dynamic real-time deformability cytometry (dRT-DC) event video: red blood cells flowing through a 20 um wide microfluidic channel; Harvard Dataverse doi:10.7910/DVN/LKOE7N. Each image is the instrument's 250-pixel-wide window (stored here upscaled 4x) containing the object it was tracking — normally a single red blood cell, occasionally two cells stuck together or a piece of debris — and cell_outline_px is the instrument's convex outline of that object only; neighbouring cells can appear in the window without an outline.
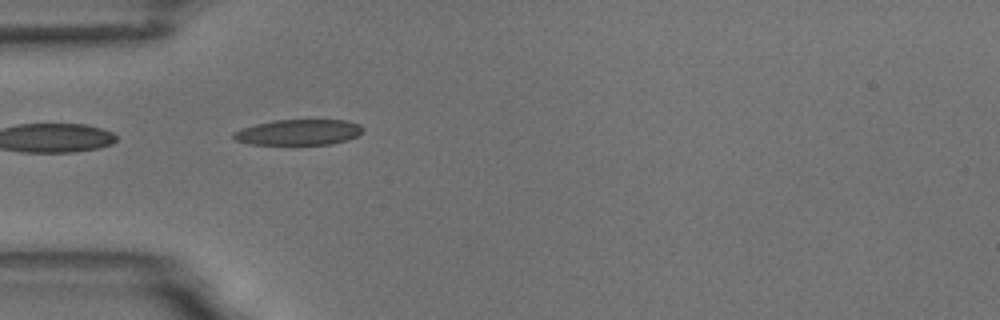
{"species": "common noctule bat (a hibernating species)", "species_latin": "Nyctalus noctula", "temperature_condition": "room temperature", "stored_images_in_passage": 3, "camera_frame_rate_fps": 3000, "um_per_image_px": 0.085, "animal": {"sex": "male", "body_mass_g": 18.8}, "frame": {"image": 1, "passage_image": 2, "time_ms": 1.333, "image_size_px": [1000, 320], "cell_outline_px": [[364, 128], [356, 136], [348, 140], [332, 144], [252, 144], [236, 140], [232, 136], [232, 132], [240, 128], [272, 120], [344, 120], [360, 124]], "centroid_in_image_um": [25.36, 11.23], "position_along_channel_um": 59.6, "area_um2": 19.31}}